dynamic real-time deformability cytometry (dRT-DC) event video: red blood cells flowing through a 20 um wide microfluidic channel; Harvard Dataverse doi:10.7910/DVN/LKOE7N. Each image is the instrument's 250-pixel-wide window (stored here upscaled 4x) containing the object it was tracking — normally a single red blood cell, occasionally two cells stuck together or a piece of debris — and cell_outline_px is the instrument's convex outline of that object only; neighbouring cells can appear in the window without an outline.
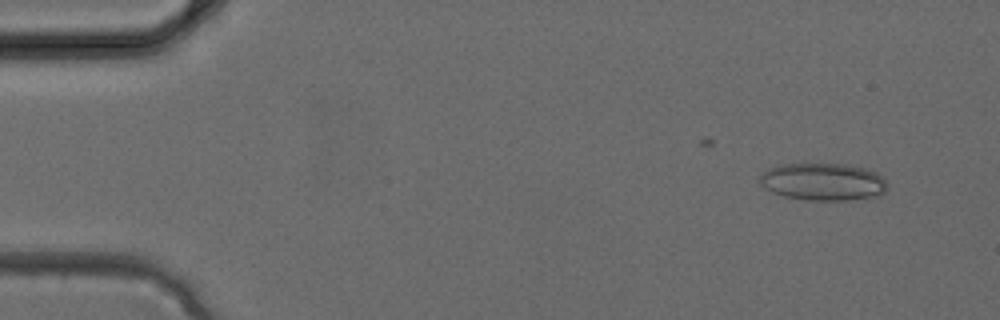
{"species": "common noctule bat (a hibernating species)", "species_latin": "Nyctalus noctula", "temperature_condition": "cold", "stored_images_in_passage": 4, "camera_frame_rate_fps": 3000, "um_per_image_px": 0.085, "animal": {"sex": "female", "body_mass_g": 24.6, "forearm_length_mm": 56.2}, "frame": {"image": 1, "passage_image": 2, "time_ms": 0.333, "image_size_px": [1000, 320], "cell_outline_px": [[888, 188], [880, 196], [844, 200], [804, 200], [784, 196], [772, 192], [764, 188], [756, 180], [768, 168], [780, 164], [844, 164], [864, 168], [876, 172], [884, 180]], "centroid_in_image_um": [69.92, 15.45], "position_along_channel_um": 15.1, "area_um2": 27.92}}